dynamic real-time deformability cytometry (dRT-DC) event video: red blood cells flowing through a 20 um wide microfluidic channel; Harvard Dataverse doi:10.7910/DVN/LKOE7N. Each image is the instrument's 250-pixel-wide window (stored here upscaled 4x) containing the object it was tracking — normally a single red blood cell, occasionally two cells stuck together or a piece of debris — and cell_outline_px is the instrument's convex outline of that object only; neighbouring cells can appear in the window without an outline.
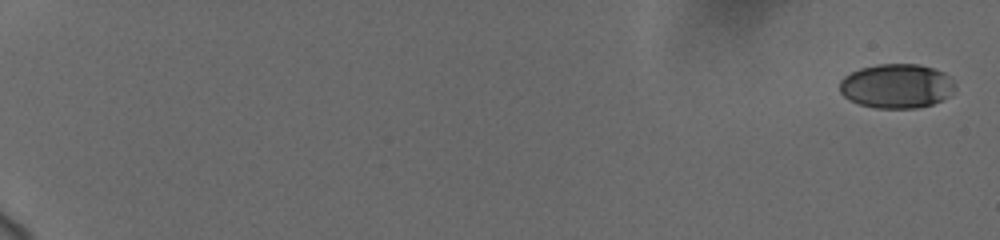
{"species": "human", "species_latin": "Homo sapiens", "temperature_condition": "cold", "stored_images_in_passage": 29, "camera_frame_rate_fps": 3000, "um_per_image_px": 0.085, "donor": {"sex": "female"}, "frame": {"image": 1, "passage_image": 1, "time_ms": 0.0, "image_size_px": [1000, 240], "cell_outline_px": [[956, 88], [948, 96], [932, 104], [916, 108], [876, 108], [860, 104], [844, 96], [840, 92], [840, 80], [844, 76], [860, 68], [876, 64], [920, 64], [944, 72], [956, 84]], "centroid_in_image_um": [76.22, 7.3], "position_along_channel_um": 8.8, "area_um2": 29.77}}
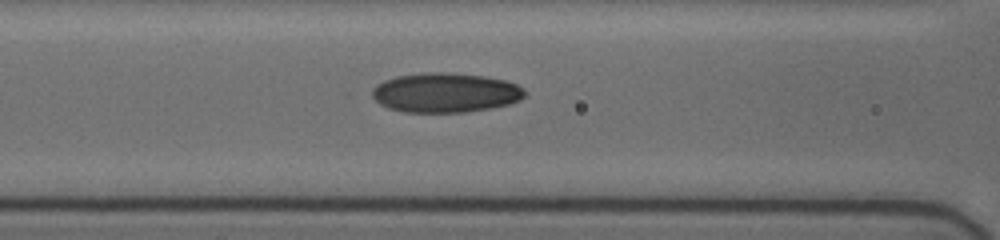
{"frame": {"image": 2, "passage_image": 25, "time_ms": 9.333, "image_size_px": [1000, 240], "cell_outline_px": [[528, 92], [520, 100], [508, 104], [492, 108], [464, 112], [404, 112], [388, 108], [380, 104], [372, 96], [372, 88], [376, 84], [384, 80], [396, 76], [424, 72], [444, 72], [484, 76], [504, 80], [516, 84], [524, 88]], "centroid_in_image_um": [37.86, 7.87], "position_along_channel_um": 128.7, "area_um2": 35.37}}
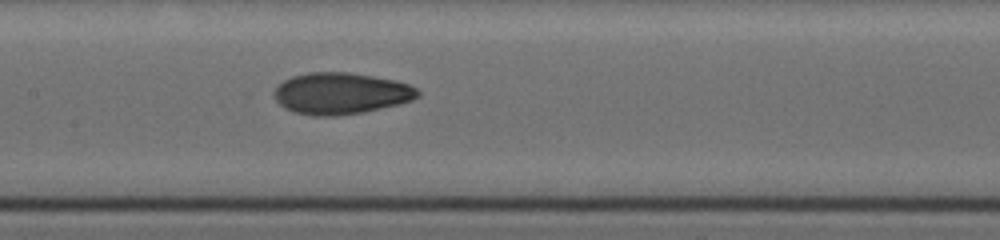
{"frame": {"image": 3, "passage_image": 29, "time_ms": 10.667, "image_size_px": [1000, 240], "cell_outline_px": [[420, 96], [412, 100], [400, 104], [364, 112], [336, 116], [312, 116], [292, 112], [284, 108], [276, 100], [276, 88], [284, 80], [292, 76], [308, 72], [348, 72], [396, 80], [408, 84], [416, 88], [420, 92]], "centroid_in_image_um": [29.0, 7.95], "position_along_channel_um": 178.4, "area_um2": 34.85}}